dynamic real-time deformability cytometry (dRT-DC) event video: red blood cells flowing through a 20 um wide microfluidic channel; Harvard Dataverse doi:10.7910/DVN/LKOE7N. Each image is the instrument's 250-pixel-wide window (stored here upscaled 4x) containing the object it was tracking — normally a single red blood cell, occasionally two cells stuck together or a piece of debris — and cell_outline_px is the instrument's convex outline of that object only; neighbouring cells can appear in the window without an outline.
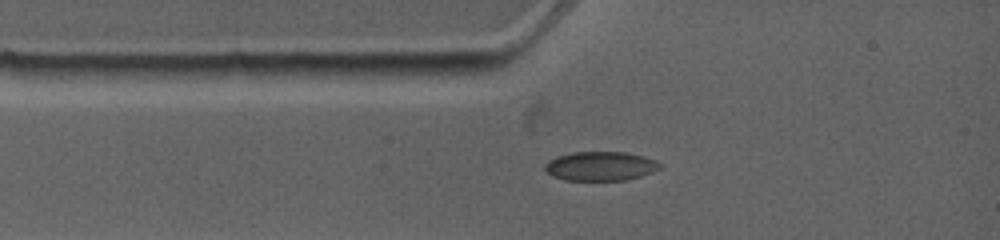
{"species": "common noctule bat (a hibernating species)", "species_latin": "Nyctalus noctula", "temperature_condition": "warm", "stored_images_in_passage": 5, "camera_frame_rate_fps": 4500, "um_per_image_px": 0.085, "animal": {"sex": "female", "body_mass_g": 19.0, "forearm_length_mm": 53.3}, "frame": {"image": 1, "passage_image": 1, "time_ms": 0.0, "image_size_px": [1000, 240], "cell_outline_px": [[664, 164], [660, 168], [652, 172], [640, 176], [624, 180], [564, 180], [552, 176], [544, 168], [544, 164], [548, 160], [556, 156], [572, 152], [624, 152], [644, 156], [656, 160]], "centroid_in_image_um": [51.04, 14.11], "position_along_channel_um": 34.0, "area_um2": 19.65}}
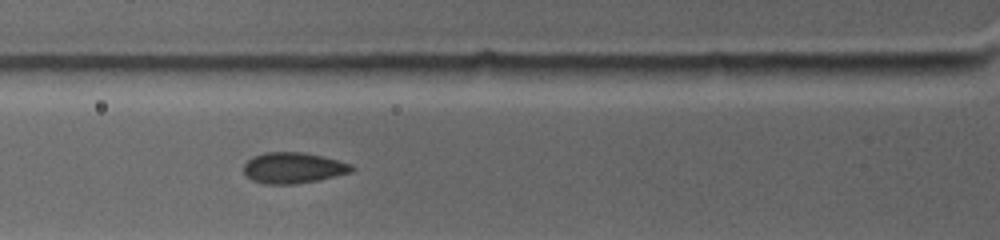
{"frame": {"image": 2, "passage_image": 3, "time_ms": 1.778, "image_size_px": [1000, 240], "cell_outline_px": [[356, 168], [352, 172], [320, 180], [292, 184], [264, 184], [252, 180], [244, 172], [244, 164], [252, 156], [264, 152], [304, 152], [352, 164]], "centroid_in_image_um": [24.93, 14.27], "position_along_channel_um": 100.9, "area_um2": 19.48}}
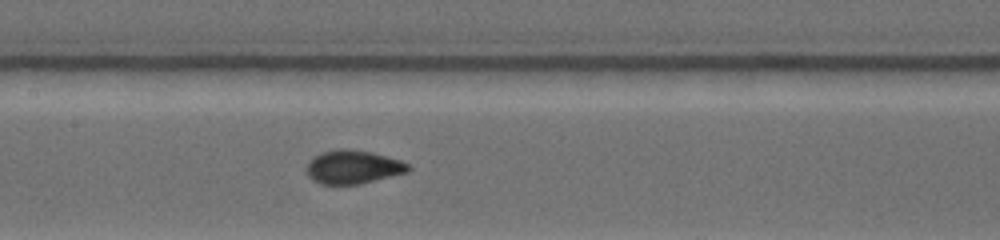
{"frame": {"image": 3, "passage_image": 5, "time_ms": 3.778, "image_size_px": [1000, 240], "cell_outline_px": [[412, 168], [408, 172], [360, 184], [320, 184], [312, 180], [308, 176], [308, 160], [312, 156], [320, 152], [340, 148], [344, 148], [372, 152], [400, 160], [408, 164]], "centroid_in_image_um": [30.0, 14.19], "position_along_channel_um": 177.4, "area_um2": 20.0}}